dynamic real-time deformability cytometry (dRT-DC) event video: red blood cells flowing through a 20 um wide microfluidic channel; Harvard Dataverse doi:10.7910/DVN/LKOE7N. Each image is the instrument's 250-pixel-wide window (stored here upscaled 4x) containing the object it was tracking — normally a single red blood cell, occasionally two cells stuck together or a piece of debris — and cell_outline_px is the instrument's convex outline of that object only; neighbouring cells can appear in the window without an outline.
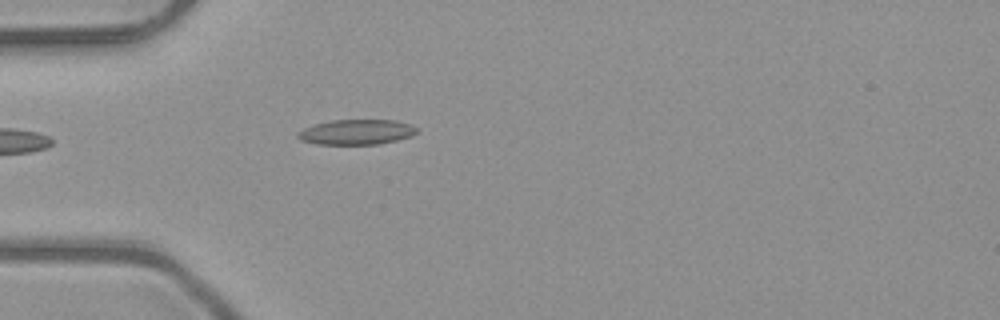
{"species": "common noctule bat (a hibernating species)", "species_latin": "Nyctalus noctula", "temperature_condition": "room temperature", "stored_images_in_passage": 1, "camera_frame_rate_fps": 3000, "um_per_image_px": 0.085, "animal": {"sex": "male", "body_mass_g": 23.1, "forearm_length_mm": 52.7}, "frame": {"image": 1, "passage_image": 1, "time_ms": 0.0, "image_size_px": [1000, 320], "cell_outline_px": [[416, 132], [412, 136], [396, 140], [376, 144], [316, 144], [300, 140], [296, 136], [296, 132], [304, 128], [316, 124], [332, 120], [396, 120], [412, 124], [416, 128]], "centroid_in_image_um": [30.28, 11.22], "position_along_channel_um": 54.7, "area_um2": 17.4}}